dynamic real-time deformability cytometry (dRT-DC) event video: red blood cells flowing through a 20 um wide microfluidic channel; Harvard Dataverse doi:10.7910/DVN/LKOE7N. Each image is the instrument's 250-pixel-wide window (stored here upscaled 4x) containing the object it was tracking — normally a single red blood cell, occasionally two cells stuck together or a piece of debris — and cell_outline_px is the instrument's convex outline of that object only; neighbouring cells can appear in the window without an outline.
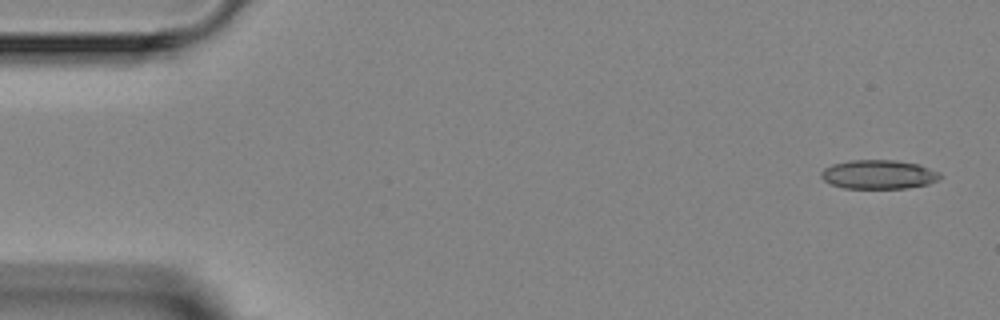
{"species": "Egyptian fruit bat (a non-hibernating species)", "species_latin": "Rousettus aegyptiacus", "temperature_condition": "room temperature", "stored_images_in_passage": 4, "camera_frame_rate_fps": 3000, "um_per_image_px": 0.085, "animal": {"sex": "female"}, "frame": {"image": 1, "passage_image": 1, "time_ms": 0.0, "image_size_px": [1000, 320], "cell_outline_px": [[944, 176], [928, 184], [904, 188], [844, 188], [832, 184], [824, 180], [820, 176], [820, 172], [824, 168], [832, 164], [848, 160], [896, 160], [920, 164], [940, 172]], "centroid_in_image_um": [74.69, 14.81], "position_along_channel_um": 10.3, "area_um2": 20.23}}
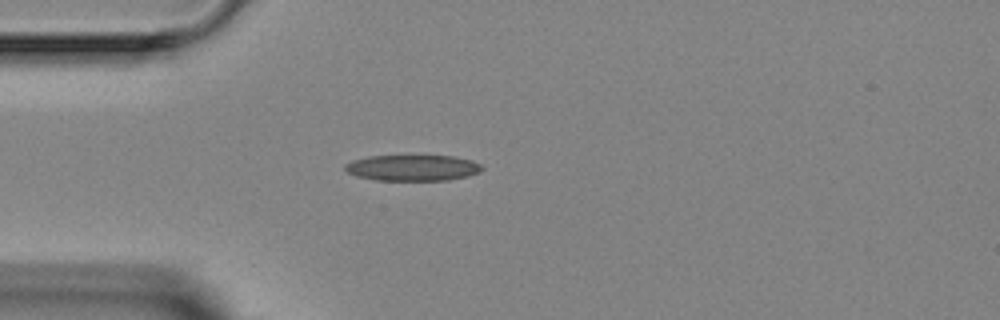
{"frame": {"image": 2, "passage_image": 4, "time_ms": 3.667, "image_size_px": [1000, 320], "cell_outline_px": [[484, 168], [480, 172], [468, 176], [448, 180], [376, 180], [356, 176], [348, 172], [344, 168], [344, 164], [352, 160], [368, 156], [452, 156], [472, 160], [480, 164]], "centroid_in_image_um": [35.07, 14.26], "position_along_channel_um": 49.9, "area_um2": 20.75}}